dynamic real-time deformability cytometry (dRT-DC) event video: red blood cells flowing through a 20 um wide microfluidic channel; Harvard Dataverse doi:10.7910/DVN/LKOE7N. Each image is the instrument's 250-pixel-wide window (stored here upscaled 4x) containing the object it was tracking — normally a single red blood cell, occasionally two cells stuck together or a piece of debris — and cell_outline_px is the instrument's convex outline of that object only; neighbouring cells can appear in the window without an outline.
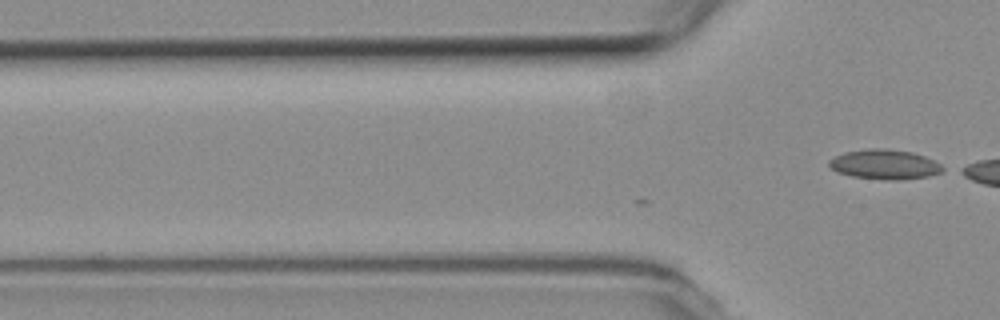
{"species": "common noctule bat (a hibernating species)", "species_latin": "Nyctalus noctula", "temperature_condition": "room temperature", "stored_images_in_passage": 9, "camera_frame_rate_fps": 3000, "um_per_image_px": 0.085, "animal": {"sex": "female", "body_mass_g": 19.3, "forearm_length_mm": 54.1}, "frame": {"image": 1, "passage_image": 9, "time_ms": 2.667, "image_size_px": [1000, 320], "cell_outline_px": [[948, 168], [940, 172], [928, 176], [896, 180], [888, 180], [852, 176], [836, 172], [828, 164], [828, 160], [844, 152], [868, 148], [884, 148], [912, 152], [924, 156]], "centroid_in_image_um": [75.18, 13.97], "position_along_channel_um": 50.6, "area_um2": 19.65}}